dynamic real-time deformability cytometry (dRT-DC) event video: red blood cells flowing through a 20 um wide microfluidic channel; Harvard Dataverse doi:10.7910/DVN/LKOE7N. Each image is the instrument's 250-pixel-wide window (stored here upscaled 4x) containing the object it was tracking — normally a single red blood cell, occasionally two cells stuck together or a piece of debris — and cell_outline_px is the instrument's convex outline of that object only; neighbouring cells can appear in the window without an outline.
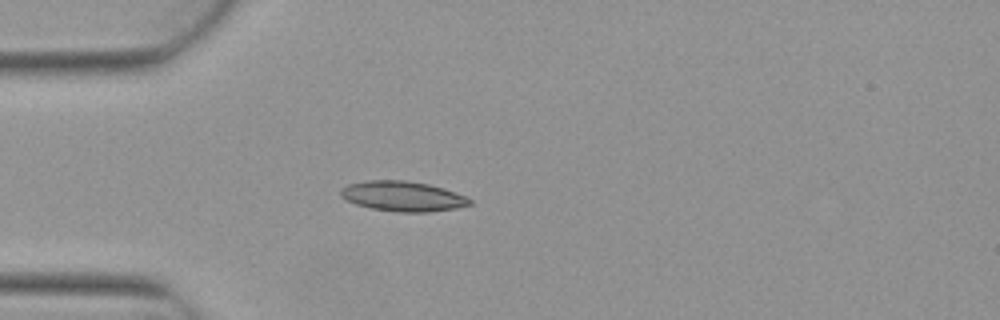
{"species": "Egyptian fruit bat (a non-hibernating species)", "species_latin": "Rousettus aegyptiacus", "temperature_condition": "warm", "stored_images_in_passage": 1, "camera_frame_rate_fps": 3000, "um_per_image_px": 0.085, "animal": {"sex": "female"}, "frame": {"image": 1, "passage_image": 1, "time_ms": 0.0, "image_size_px": [1000, 320], "cell_outline_px": [[472, 204], [456, 208], [432, 212], [396, 212], [372, 208], [356, 204], [344, 200], [340, 196], [340, 188], [348, 184], [368, 180], [408, 180], [428, 184], [444, 188], [464, 196], [472, 200]], "centroid_in_image_um": [34.21, 16.68], "position_along_channel_um": 50.8, "area_um2": 22.77}}